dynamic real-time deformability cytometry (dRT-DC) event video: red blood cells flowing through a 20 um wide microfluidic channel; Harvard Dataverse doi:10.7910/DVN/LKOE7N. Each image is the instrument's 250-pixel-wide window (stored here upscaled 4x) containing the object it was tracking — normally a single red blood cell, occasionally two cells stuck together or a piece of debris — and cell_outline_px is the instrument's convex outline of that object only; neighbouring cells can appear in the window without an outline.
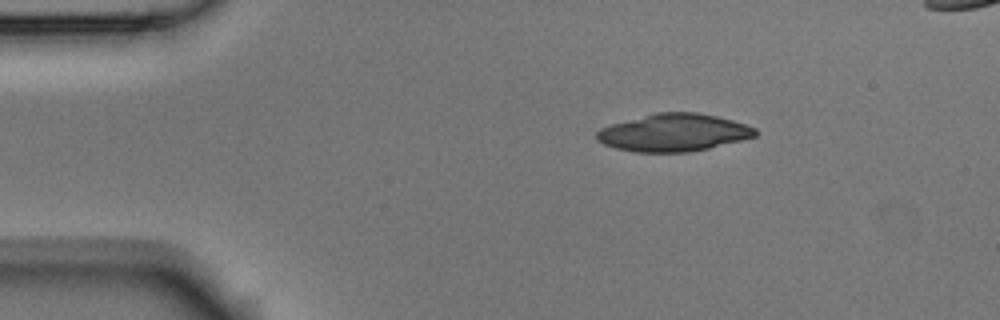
{"species": "Egyptian fruit bat (a non-hibernating species)", "species_latin": "Rousettus aegyptiacus", "temperature_condition": "room temperature", "stored_images_in_passage": 5, "camera_frame_rate_fps": 3000, "um_per_image_px": 0.085, "animal": {"sex": "male"}, "frame": {"image": 1, "passage_image": 2, "time_ms": 0.333, "image_size_px": [1000, 320], "cell_outline_px": [[760, 132], [756, 136], [708, 148], [688, 152], [636, 152], [616, 148], [604, 144], [596, 140], [596, 132], [600, 128], [612, 124], [656, 112], [696, 112], [716, 116], [732, 120], [756, 128]], "centroid_in_image_um": [57.26, 11.27], "position_along_channel_um": 27.7, "area_um2": 34.51}}